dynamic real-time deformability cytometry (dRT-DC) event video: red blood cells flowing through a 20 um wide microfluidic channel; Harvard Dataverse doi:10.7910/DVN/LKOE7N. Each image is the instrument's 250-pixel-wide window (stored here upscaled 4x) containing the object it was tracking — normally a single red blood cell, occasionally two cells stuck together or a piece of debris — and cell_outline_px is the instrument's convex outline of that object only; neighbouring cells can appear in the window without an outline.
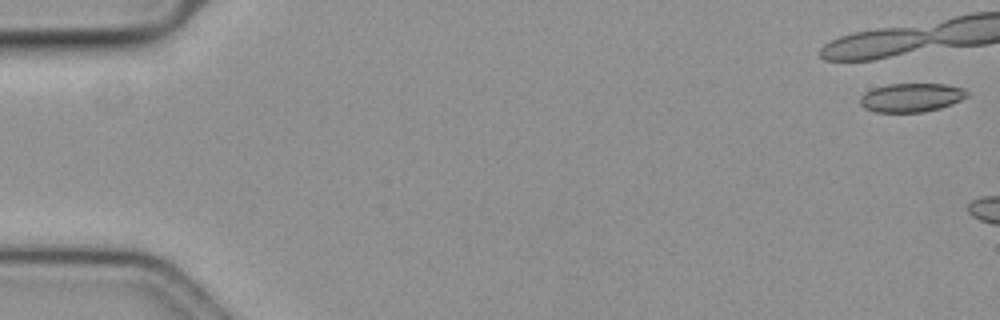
{"species": "common noctule bat (a hibernating species)", "species_latin": "Nyctalus noctula", "temperature_condition": "cold", "stored_images_in_passage": 7, "camera_frame_rate_fps": 3000, "um_per_image_px": 0.085, "animal": {"sex": "female", "body_mass_g": 19.3, "forearm_length_mm": 54.1}, "frame": {"image": 1, "passage_image": 1, "time_ms": 0.0, "image_size_px": [1000, 320], "cell_outline_px": [[968, 96], [952, 104], [940, 108], [924, 112], [876, 112], [864, 108], [860, 104], [860, 96], [864, 92], [872, 88], [888, 84], [944, 84], [964, 88], [968, 92]], "centroid_in_image_um": [77.45, 8.29], "position_along_channel_um": 7.6, "area_um2": 18.03}}